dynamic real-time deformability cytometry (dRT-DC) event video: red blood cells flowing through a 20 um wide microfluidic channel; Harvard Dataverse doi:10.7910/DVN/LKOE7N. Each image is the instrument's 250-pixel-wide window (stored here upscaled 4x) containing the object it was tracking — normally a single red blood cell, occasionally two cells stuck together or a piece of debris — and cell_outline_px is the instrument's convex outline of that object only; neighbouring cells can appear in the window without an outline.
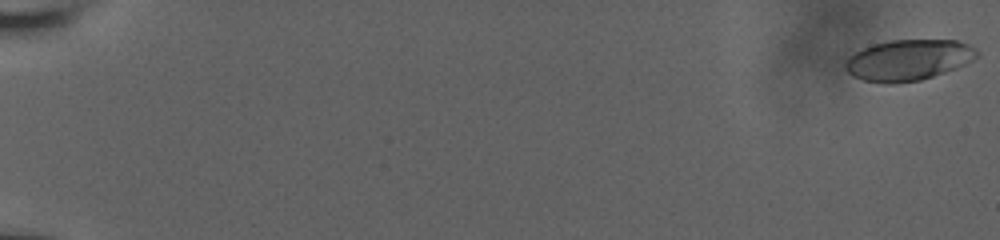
{"species": "human", "species_latin": "Homo sapiens", "temperature_condition": "room temperature", "stored_images_in_passage": 58, "camera_frame_rate_fps": 3000, "um_per_image_px": 0.085, "donor": {"sex": "male"}, "frame": {"image": 1, "passage_image": 1, "time_ms": 0.0, "image_size_px": [1000, 240], "cell_outline_px": [[980, 56], [956, 68], [920, 80], [892, 84], [884, 84], [864, 80], [852, 76], [844, 68], [844, 64], [848, 56], [872, 44], [892, 40], [956, 40], [968, 44], [976, 48], [980, 52]], "centroid_in_image_um": [77.21, 5.1], "position_along_channel_um": 7.8, "area_um2": 31.5}}
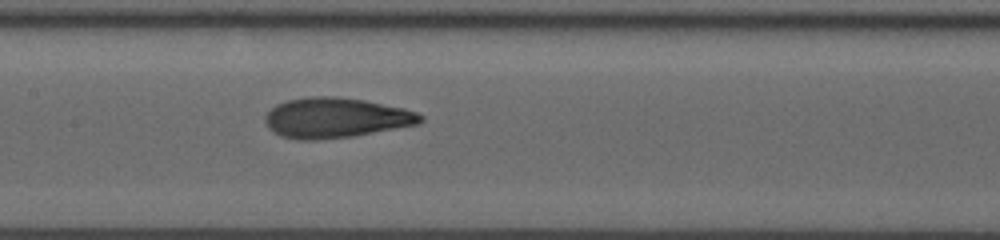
{"frame": {"image": 2, "passage_image": 32, "time_ms": 10.333, "image_size_px": [1000, 240], "cell_outline_px": [[424, 120], [420, 124], [352, 136], [316, 140], [300, 140], [280, 136], [272, 132], [268, 128], [264, 120], [264, 116], [276, 104], [288, 100], [308, 96], [336, 96], [364, 100], [404, 108], [416, 112], [424, 116]], "centroid_in_image_um": [28.53, 10.01], "position_along_channel_um": 178.9, "area_um2": 36.53}}
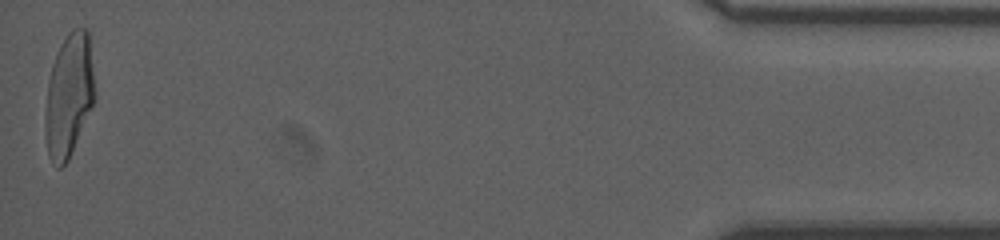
{"frame": {"image": 3, "passage_image": 58, "time_ms": 19.0, "image_size_px": [1000, 240], "cell_outline_px": [[96, 100], [68, 160], [60, 168], [56, 168], [52, 164], [48, 156], [44, 132], [44, 116], [48, 80], [52, 64], [60, 44], [68, 32], [72, 28], [88, 28], [96, 96]], "centroid_in_image_um": [5.85, 8.13], "position_along_channel_um": 429.3, "area_um2": 36.3}, "authors_computed_cell_mechanics": {"area_um2": 34.6222, "velocity_mm_per_s": 3.8383, "shape_relaxation_time_tau1_ms": 4.4205, "shape_relaxation_time_tau2_ms": 1.0098, "deformation_change_tau1": 0.2232, "deformation_change_tau2": 0.0806}}